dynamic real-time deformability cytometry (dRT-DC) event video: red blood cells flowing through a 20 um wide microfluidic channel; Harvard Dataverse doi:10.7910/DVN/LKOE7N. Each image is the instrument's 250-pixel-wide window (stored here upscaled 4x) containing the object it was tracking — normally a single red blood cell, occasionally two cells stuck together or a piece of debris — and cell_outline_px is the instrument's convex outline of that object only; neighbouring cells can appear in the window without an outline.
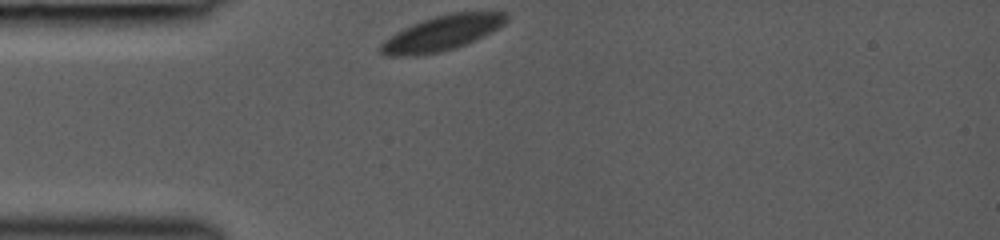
{"species": "common noctule bat (a hibernating species)", "species_latin": "Nyctalus noctula", "temperature_condition": "room temperature", "stored_images_in_passage": 35, "camera_frame_rate_fps": 3000, "um_per_image_px": 0.085, "animal": {"sex": "female", "body_mass_g": 19.0, "forearm_length_mm": 53.3}, "frame": {"image": 1, "passage_image": 1, "time_ms": 0.0, "image_size_px": [1000, 240], "cell_outline_px": [[508, 20], [500, 28], [476, 40], [456, 48], [440, 52], [416, 56], [384, 56], [380, 52], [380, 44], [384, 40], [396, 32], [412, 24], [436, 16], [452, 12], [508, 12]], "centroid_in_image_um": [37.59, 2.83], "position_along_channel_um": 47.4, "area_um2": 25.78}}
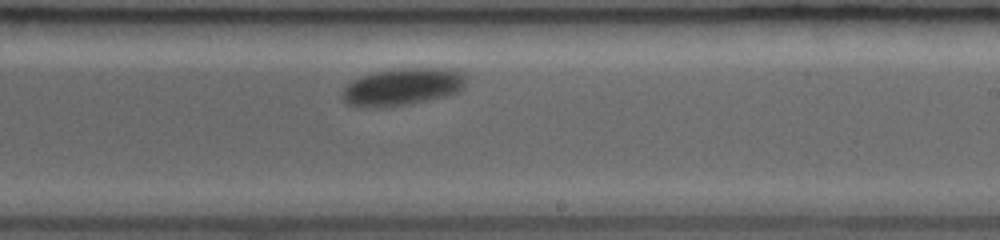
{"frame": {"image": 2, "passage_image": 21, "time_ms": 5.667, "image_size_px": [1000, 240], "cell_outline_px": [[464, 88], [460, 92], [412, 104], [348, 104], [340, 96], [344, 88], [352, 80], [372, 72], [400, 68], [444, 68], [464, 72]], "centroid_in_image_um": [34.28, 7.32], "position_along_channel_um": 254.7, "area_um2": 26.07}}
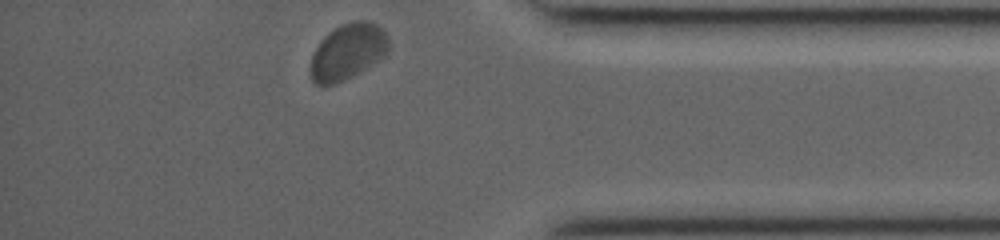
{"frame": {"image": 3, "passage_image": 35, "time_ms": 9.667, "image_size_px": [1000, 240], "cell_outline_px": [[388, 48], [384, 56], [380, 60], [344, 80], [336, 84], [316, 84], [312, 80], [312, 56], [320, 40], [328, 32], [340, 24], [356, 20], [364, 20], [376, 24], [388, 36]], "centroid_in_image_um": [29.57, 4.37], "position_along_channel_um": 405.6, "area_um2": 25.14}}